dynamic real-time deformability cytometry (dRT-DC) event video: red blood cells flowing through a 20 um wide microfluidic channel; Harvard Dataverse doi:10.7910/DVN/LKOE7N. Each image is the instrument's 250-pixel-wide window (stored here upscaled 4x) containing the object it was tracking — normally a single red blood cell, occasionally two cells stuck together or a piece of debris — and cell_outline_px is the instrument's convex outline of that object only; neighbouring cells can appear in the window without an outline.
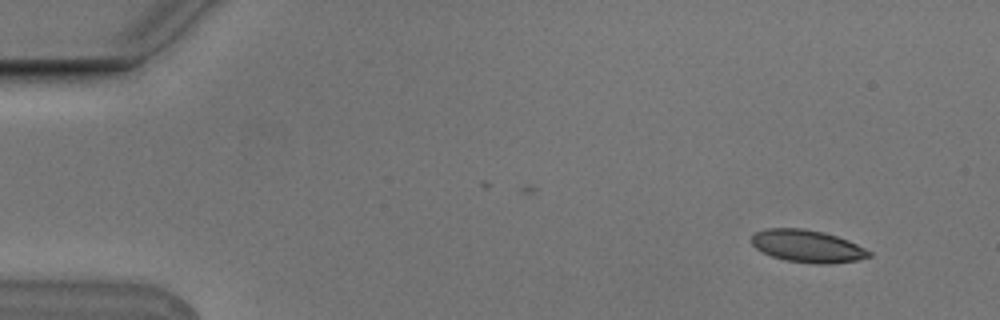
{"species": "Egyptian fruit bat (a non-hibernating species)", "species_latin": "Rousettus aegyptiacus", "temperature_condition": "cold", "stored_images_in_passage": 4, "camera_frame_rate_fps": 3000, "um_per_image_px": 0.085, "animal": {"sex": "male"}, "frame": {"image": 1, "passage_image": 1, "time_ms": 0.0, "image_size_px": [1000, 320], "cell_outline_px": [[872, 256], [856, 260], [832, 264], [816, 264], [784, 260], [772, 256], [756, 248], [752, 244], [752, 236], [756, 232], [764, 228], [804, 228], [824, 232], [848, 240], [872, 252]], "centroid_in_image_um": [68.64, 20.92], "position_along_channel_um": 16.4, "area_um2": 22.2}}
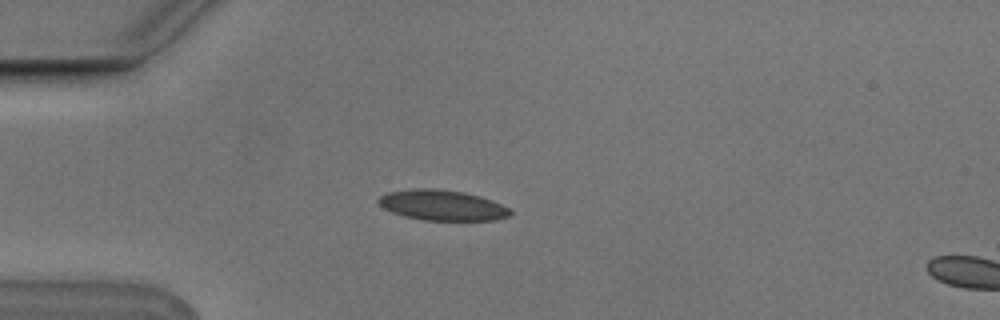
{"frame": {"image": 2, "passage_image": 3, "time_ms": 0.667, "image_size_px": [1000, 320], "cell_outline_px": [[512, 212], [508, 216], [496, 220], [424, 220], [404, 216], [392, 212], [384, 208], [376, 200], [380, 196], [388, 192], [416, 188], [432, 188], [464, 192], [480, 196], [492, 200], [508, 208]], "centroid_in_image_um": [37.58, 17.44], "position_along_channel_um": 47.4, "area_um2": 23.24}}